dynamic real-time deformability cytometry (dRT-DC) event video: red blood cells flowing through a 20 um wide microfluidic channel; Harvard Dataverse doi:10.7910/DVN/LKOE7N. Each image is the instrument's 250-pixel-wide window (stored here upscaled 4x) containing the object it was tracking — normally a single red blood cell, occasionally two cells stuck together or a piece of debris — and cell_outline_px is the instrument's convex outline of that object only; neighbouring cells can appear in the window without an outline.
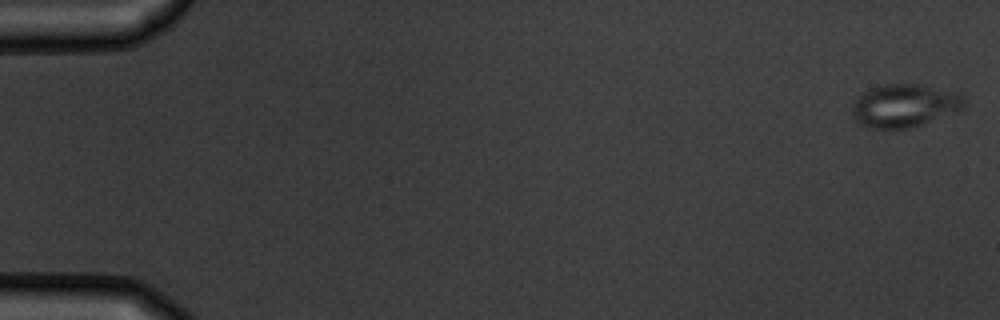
{"species": "common noctule bat (a hibernating species)", "species_latin": "Nyctalus noctula", "temperature_condition": "warm", "stored_images_in_passage": 9, "camera_frame_rate_fps": 3000, "um_per_image_px": 0.085, "animal": {"sex": "male", "body_mass_g": 19.5, "forearm_length_mm": 54.6}, "frame": {"image": 1, "passage_image": 1, "time_ms": 0.0, "image_size_px": [1000, 320], "cell_outline_px": [[964, 108], [920, 124], [908, 128], [868, 128], [860, 124], [852, 116], [852, 104], [864, 92], [872, 88], [884, 84], [916, 84], [964, 92]], "centroid_in_image_um": [76.89, 8.96], "position_along_channel_um": 8.1, "area_um2": 27.92}}